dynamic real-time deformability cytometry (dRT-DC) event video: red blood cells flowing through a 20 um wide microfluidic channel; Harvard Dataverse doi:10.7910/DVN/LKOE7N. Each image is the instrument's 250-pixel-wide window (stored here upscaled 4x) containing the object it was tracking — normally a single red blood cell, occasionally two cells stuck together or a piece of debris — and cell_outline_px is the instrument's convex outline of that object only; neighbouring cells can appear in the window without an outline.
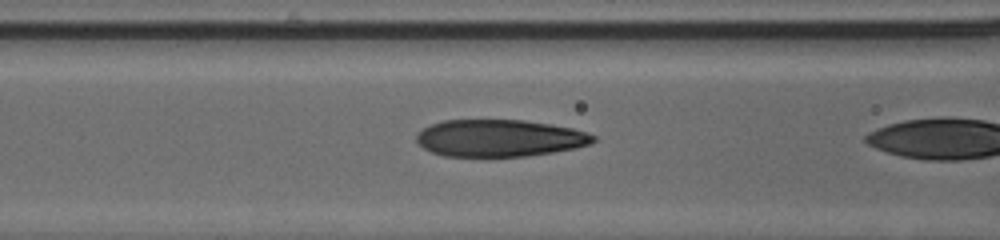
{"species": "human", "species_latin": "Homo sapiens", "temperature_condition": "cold", "stored_images_in_passage": 23, "camera_frame_rate_fps": 3000, "um_per_image_px": 0.085, "donor": {"sex": "male"}, "frame": {"image": 1, "passage_image": 22, "time_ms": 7.0, "image_size_px": [1000, 240], "cell_outline_px": [[596, 140], [592, 144], [576, 148], [528, 156], [444, 156], [432, 152], [424, 148], [416, 140], [416, 132], [432, 124], [444, 120], [524, 120], [552, 124], [572, 128], [596, 136]], "centroid_in_image_um": [42.47, 11.74], "position_along_channel_um": 124.1, "area_um2": 38.21}}